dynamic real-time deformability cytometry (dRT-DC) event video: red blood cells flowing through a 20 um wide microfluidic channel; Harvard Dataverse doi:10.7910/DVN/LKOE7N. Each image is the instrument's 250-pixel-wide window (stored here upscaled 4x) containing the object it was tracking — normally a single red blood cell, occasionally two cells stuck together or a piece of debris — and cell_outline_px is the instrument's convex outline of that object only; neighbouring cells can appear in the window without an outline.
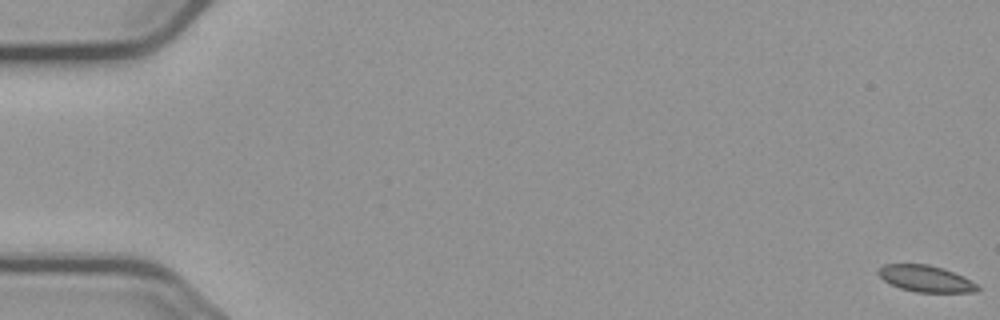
{"species": "common noctule bat (a hibernating species)", "species_latin": "Nyctalus noctula", "temperature_condition": "cold", "stored_images_in_passage": 58, "camera_frame_rate_fps": 3000, "um_per_image_px": 0.085, "animal": {"sex": "male", "body_mass_g": 23.1, "forearm_length_mm": 52.7}, "frame": {"image": 1, "passage_image": 1, "time_ms": 0.0, "image_size_px": [1000, 320], "cell_outline_px": [[980, 288], [976, 292], [916, 292], [900, 288], [884, 280], [876, 272], [884, 264], [928, 264], [964, 276], [976, 284]], "centroid_in_image_um": [78.68, 23.69], "position_along_channel_um": 6.3, "area_um2": 15.09}}
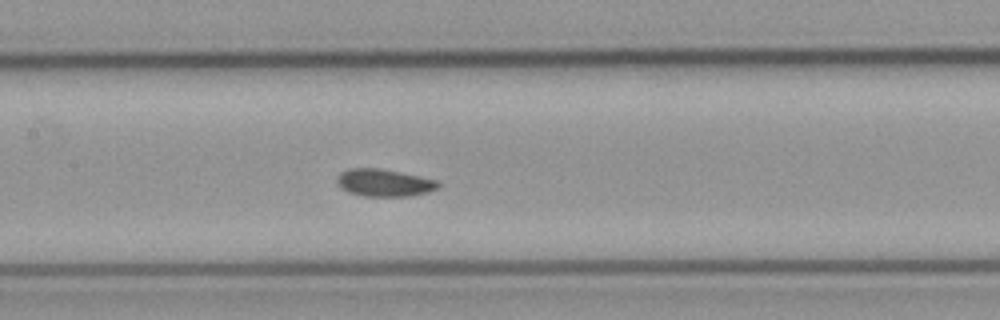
{"frame": {"image": 2, "passage_image": 28, "time_ms": 9.0, "image_size_px": [1000, 320], "cell_outline_px": [[440, 188], [428, 192], [408, 196], [364, 196], [348, 192], [340, 188], [336, 180], [336, 176], [340, 172], [348, 168], [384, 168], [420, 176], [436, 180], [440, 184]], "centroid_in_image_um": [32.63, 15.52], "position_along_channel_um": 174.8, "area_um2": 16.42}}
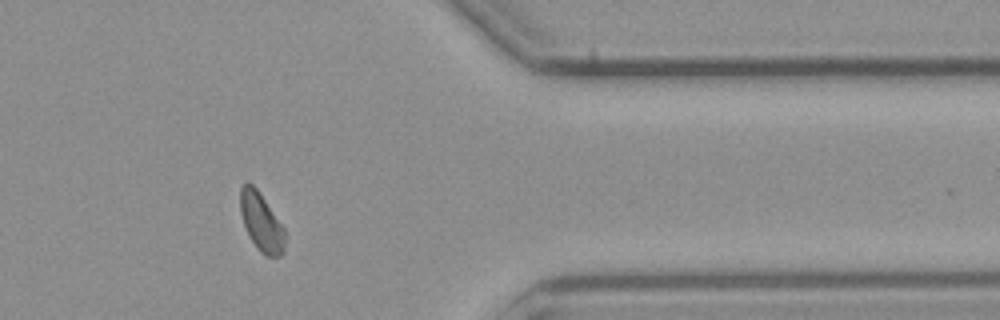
{"frame": {"image": 3, "passage_image": 47, "time_ms": 15.333, "image_size_px": [1000, 320], "cell_outline_px": [[284, 252], [280, 256], [268, 256], [260, 252], [256, 248], [244, 224], [240, 212], [240, 188], [248, 180], [256, 188], [284, 228]], "centroid_in_image_um": [22.19, 18.87], "position_along_channel_um": 389.2, "area_um2": 14.85}, "authors_computed_cell_mechanics": {"area_um2": 15.8083, "velocity_mm_per_s": 3.6919, "shape_relaxation_time_tau1_ms": null, "shape_relaxation_time_tau2_ms": 7.0088, "deformation_change_tau1": null, "deformation_change_tau2": 0.0733}}